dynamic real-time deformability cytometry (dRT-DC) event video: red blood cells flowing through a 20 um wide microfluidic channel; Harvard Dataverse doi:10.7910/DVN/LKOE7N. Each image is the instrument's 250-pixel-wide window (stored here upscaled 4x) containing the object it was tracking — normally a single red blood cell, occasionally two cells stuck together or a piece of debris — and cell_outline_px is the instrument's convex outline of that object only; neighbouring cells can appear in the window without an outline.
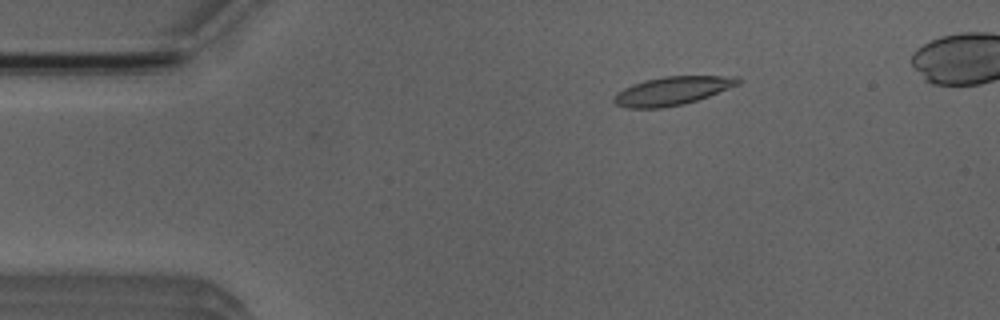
{"species": "Egyptian fruit bat (a non-hibernating species)", "species_latin": "Rousettus aegyptiacus", "temperature_condition": "room temperature", "stored_images_in_passage": 4, "camera_frame_rate_fps": 3000, "um_per_image_px": 0.085, "animal": {"sex": "male"}, "frame": {"image": 1, "passage_image": 2, "time_ms": 1.0, "image_size_px": [1000, 320], "cell_outline_px": [[744, 80], [740, 84], [708, 96], [684, 104], [660, 108], [628, 108], [616, 104], [612, 100], [616, 92], [632, 84], [644, 80], [664, 76], [736, 76]], "centroid_in_image_um": [57.14, 7.71], "position_along_channel_um": 27.9, "area_um2": 20.63}}